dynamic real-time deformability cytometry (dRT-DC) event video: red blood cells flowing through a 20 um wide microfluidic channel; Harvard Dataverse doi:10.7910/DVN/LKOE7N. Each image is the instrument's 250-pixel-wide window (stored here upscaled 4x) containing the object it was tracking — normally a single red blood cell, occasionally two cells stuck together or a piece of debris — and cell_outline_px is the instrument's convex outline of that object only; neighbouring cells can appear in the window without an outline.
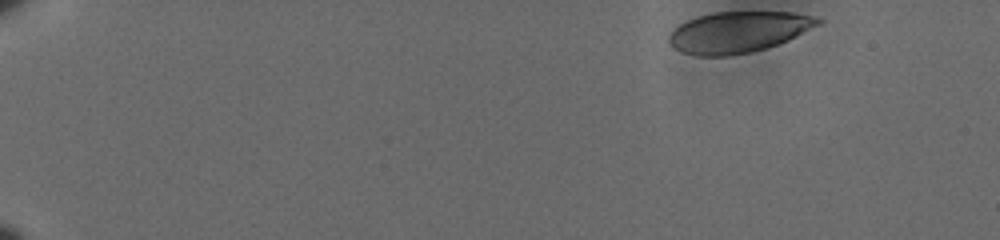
{"species": "human", "species_latin": "Homo sapiens", "temperature_condition": "cold", "stored_images_in_passage": 49, "camera_frame_rate_fps": 3000, "um_per_image_px": 0.085, "donor": {"sex": "male"}, "frame": {"image": 1, "passage_image": 1, "time_ms": 0.0, "image_size_px": [1000, 240], "cell_outline_px": [[824, 20], [820, 24], [788, 40], [764, 48], [748, 52], [728, 56], [696, 56], [680, 52], [668, 40], [668, 36], [680, 24], [696, 16], [712, 12], [792, 12]], "centroid_in_image_um": [62.73, 2.72], "position_along_channel_um": 22.3, "area_um2": 35.26}}
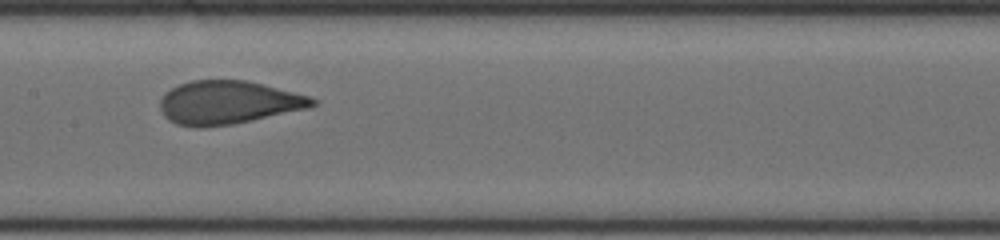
{"frame": {"image": 2, "passage_image": 27, "time_ms": 8.667, "image_size_px": [1000, 240], "cell_outline_px": [[320, 100], [316, 104], [308, 108], [252, 120], [232, 124], [200, 128], [176, 124], [168, 120], [164, 116], [160, 108], [160, 100], [172, 88], [180, 84], [192, 80], [248, 80], [308, 96]], "centroid_in_image_um": [19.4, 8.72], "position_along_channel_um": 188.0, "area_um2": 38.26}}
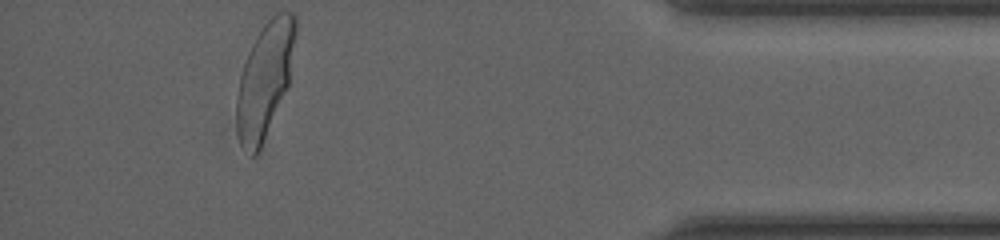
{"frame": {"image": 3, "passage_image": 49, "time_ms": 16.0, "image_size_px": [1000, 240], "cell_outline_px": [[296, 32], [288, 84], [260, 148], [256, 156], [252, 156], [240, 144], [236, 132], [236, 96], [240, 76], [248, 52], [256, 36], [264, 24], [276, 12], [292, 12], [296, 16]], "centroid_in_image_um": [22.48, 6.77], "position_along_channel_um": 412.7, "area_um2": 38.9}, "authors_computed_cell_mechanics": {"area_um2": 38.2636, "velocity_mm_per_s": 3.5852, "shape_relaxation_time_tau1_ms": 4.0583, "shape_relaxation_time_tau2_ms": null, "deformation_change_tau1": 0.1486, "deformation_change_tau2": null}}